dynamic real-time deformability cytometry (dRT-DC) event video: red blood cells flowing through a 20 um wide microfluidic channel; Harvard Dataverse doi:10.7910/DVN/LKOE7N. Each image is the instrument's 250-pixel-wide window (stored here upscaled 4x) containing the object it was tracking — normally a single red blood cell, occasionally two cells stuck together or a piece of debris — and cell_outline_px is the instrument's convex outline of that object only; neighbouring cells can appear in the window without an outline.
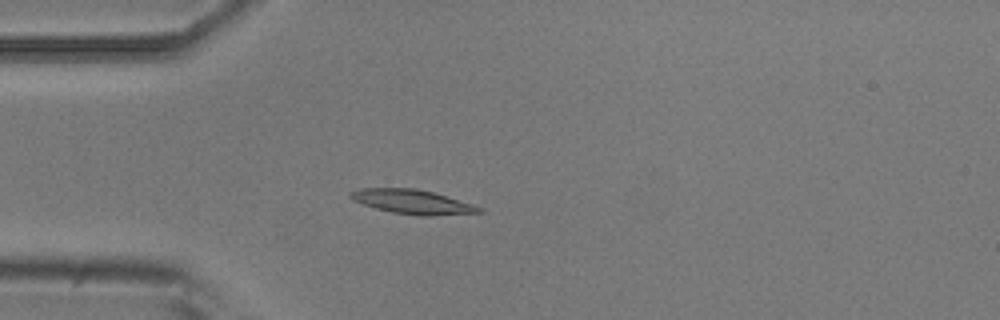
{"species": "common noctule bat (a hibernating species)", "species_latin": "Nyctalus noctula", "temperature_condition": "room temperature", "stored_images_in_passage": 2, "camera_frame_rate_fps": 3000, "um_per_image_px": 0.085, "animal": {"sex": "male", "body_mass_g": 20.5, "forearm_length_mm": 52.5}, "frame": {"image": 1, "passage_image": 2, "time_ms": 1.0, "image_size_px": [1000, 320], "cell_outline_px": [[484, 212], [432, 216], [420, 216], [392, 212], [376, 208], [352, 200], [348, 196], [348, 192], [360, 188], [416, 188], [432, 192], [472, 204], [484, 208]], "centroid_in_image_um": [35.04, 17.15], "position_along_channel_um": 50.0, "area_um2": 18.21}}